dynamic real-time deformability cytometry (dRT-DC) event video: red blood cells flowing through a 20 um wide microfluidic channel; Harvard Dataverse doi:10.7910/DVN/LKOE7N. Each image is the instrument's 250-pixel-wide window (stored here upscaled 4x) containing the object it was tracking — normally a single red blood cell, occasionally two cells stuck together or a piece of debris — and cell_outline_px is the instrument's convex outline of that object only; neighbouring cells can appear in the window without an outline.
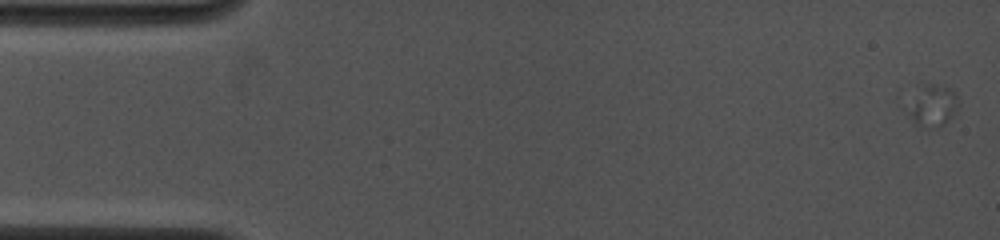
{"species": "common noctule bat (a hibernating species)", "species_latin": "Nyctalus noctula", "temperature_condition": "cold", "stored_images_in_passage": 12, "camera_frame_rate_fps": 4000, "um_per_image_px": 0.085, "animal": {"sex": "female", "body_mass_g": 19.0, "forearm_length_mm": 53.3}, "frame": {"image": 1, "passage_image": 2, "time_ms": 0.5, "image_size_px": [1000, 240], "cell_outline_px": [[956, 112], [948, 120], [936, 128], [924, 128], [916, 124], [908, 112], [924, 84], [932, 84], [948, 88], [956, 92]], "centroid_in_image_um": [79.34, 9.03], "position_along_channel_um": 5.7, "area_um2": 11.33}}